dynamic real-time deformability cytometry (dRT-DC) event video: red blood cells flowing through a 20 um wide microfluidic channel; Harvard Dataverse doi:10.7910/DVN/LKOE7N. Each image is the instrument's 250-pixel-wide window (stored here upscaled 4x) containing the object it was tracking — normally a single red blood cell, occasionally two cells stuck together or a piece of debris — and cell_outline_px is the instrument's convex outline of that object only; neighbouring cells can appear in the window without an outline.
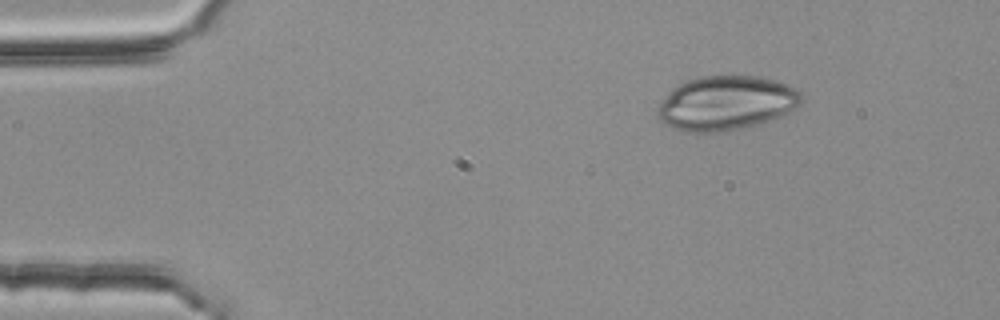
{"species": "common noctule bat (a hibernating species)", "species_latin": "Nyctalus noctula", "temperature_condition": "room temperature", "stored_images_in_passage": 3, "camera_frame_rate_fps": 3000, "um_per_image_px": 0.085, "animal": {"sex": "female", "body_mass_g": 25.1}, "frame": {"image": 1, "passage_image": 1, "time_ms": 0.0, "image_size_px": [1000, 320], "cell_outline_px": [[804, 100], [796, 108], [788, 112], [768, 120], [756, 124], [728, 132], [684, 132], [660, 124], [656, 116], [656, 108], [668, 92], [672, 88], [688, 80], [700, 76], [760, 76], [788, 84], [796, 88], [800, 92]], "centroid_in_image_um": [61.68, 8.77], "position_along_channel_um": 23.3, "area_um2": 46.01}}